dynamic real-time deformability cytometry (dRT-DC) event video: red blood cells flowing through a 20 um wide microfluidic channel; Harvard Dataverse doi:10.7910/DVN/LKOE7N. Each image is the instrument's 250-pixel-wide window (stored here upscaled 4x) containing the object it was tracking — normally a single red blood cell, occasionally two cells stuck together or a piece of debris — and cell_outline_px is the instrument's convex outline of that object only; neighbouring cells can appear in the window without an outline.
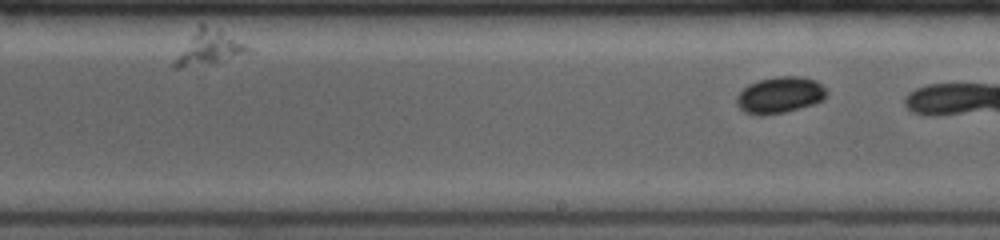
{"species": "common noctule bat (a hibernating species)", "species_latin": "Nyctalus noctula", "temperature_condition": "room temperature", "stored_images_in_passage": 14, "segment_of_instrument_passage": [2, 2], "camera_frame_rate_fps": 4000, "um_per_image_px": 0.085, "animal": {"sex": "female", "body_mass_g": 19.0, "forearm_length_mm": 53.3}, "frame": {"image": 1, "passage_image": 14, "time_ms": 6.75, "image_size_px": [1000, 240], "cell_outline_px": [[828, 92], [824, 100], [812, 104], [784, 112], [760, 116], [756, 116], [744, 112], [736, 104], [736, 96], [748, 84], [760, 80], [776, 76], [800, 76], [816, 80]], "centroid_in_image_um": [66.27, 8.08], "position_along_channel_um": 222.7, "area_um2": 19.13}}